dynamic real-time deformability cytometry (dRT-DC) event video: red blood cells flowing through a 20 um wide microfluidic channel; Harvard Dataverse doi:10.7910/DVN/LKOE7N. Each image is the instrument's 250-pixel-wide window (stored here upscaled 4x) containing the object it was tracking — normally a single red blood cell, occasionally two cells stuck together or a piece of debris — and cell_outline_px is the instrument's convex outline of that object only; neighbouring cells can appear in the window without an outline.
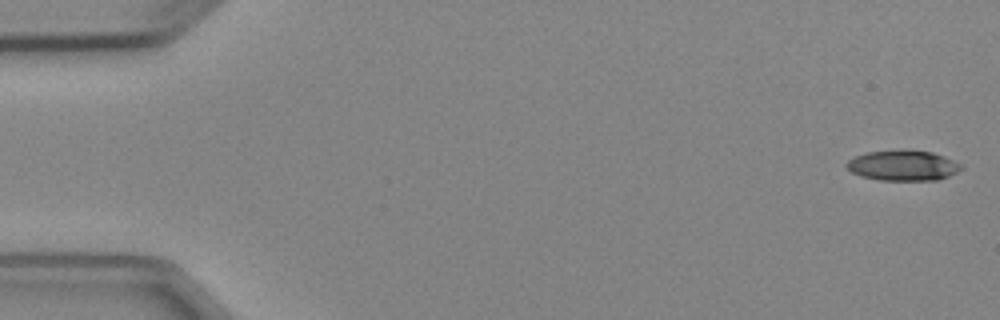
{"species": "Egyptian fruit bat (a non-hibernating species)", "species_latin": "Rousettus aegyptiacus", "temperature_condition": "cold", "stored_images_in_passage": 4, "camera_frame_rate_fps": 3000, "um_per_image_px": 0.085, "animal": {"sex": "female"}, "frame": {"image": 1, "passage_image": 1, "time_ms": 0.0, "image_size_px": [1000, 320], "cell_outline_px": [[964, 168], [948, 176], [936, 180], [876, 180], [860, 176], [852, 172], [844, 164], [848, 160], [856, 156], [868, 152], [932, 152], [944, 156], [960, 164]], "centroid_in_image_um": [76.74, 14.11], "position_along_channel_um": 8.3, "area_um2": 19.59}}